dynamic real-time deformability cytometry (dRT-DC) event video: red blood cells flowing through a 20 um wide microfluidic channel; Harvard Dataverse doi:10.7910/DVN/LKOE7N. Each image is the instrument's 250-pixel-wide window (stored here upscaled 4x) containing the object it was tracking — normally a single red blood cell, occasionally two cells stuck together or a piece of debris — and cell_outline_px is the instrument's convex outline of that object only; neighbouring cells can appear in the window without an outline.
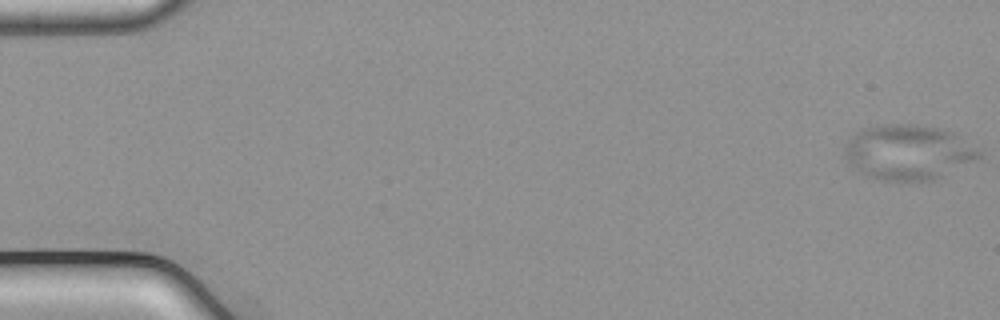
{"species": "common noctule bat (a hibernating species)", "species_latin": "Nyctalus noctula", "temperature_condition": "cold", "stored_images_in_passage": 17, "camera_frame_rate_fps": 3000, "um_per_image_px": 0.085, "animal": {"sex": "male", "body_mass_g": 21.5, "forearm_length_mm": 52.0}, "frame": {"image": 1, "passage_image": 1, "time_ms": 0.0, "image_size_px": [1000, 320], "cell_outline_px": [[980, 156], [976, 160], [932, 180], [880, 180], [856, 168], [844, 156], [844, 144], [848, 136], [864, 128], [876, 124], [924, 124], [948, 128], [956, 132], [976, 148], [980, 152]], "centroid_in_image_um": [77.2, 12.87], "position_along_channel_um": 7.8, "area_um2": 43.29}}